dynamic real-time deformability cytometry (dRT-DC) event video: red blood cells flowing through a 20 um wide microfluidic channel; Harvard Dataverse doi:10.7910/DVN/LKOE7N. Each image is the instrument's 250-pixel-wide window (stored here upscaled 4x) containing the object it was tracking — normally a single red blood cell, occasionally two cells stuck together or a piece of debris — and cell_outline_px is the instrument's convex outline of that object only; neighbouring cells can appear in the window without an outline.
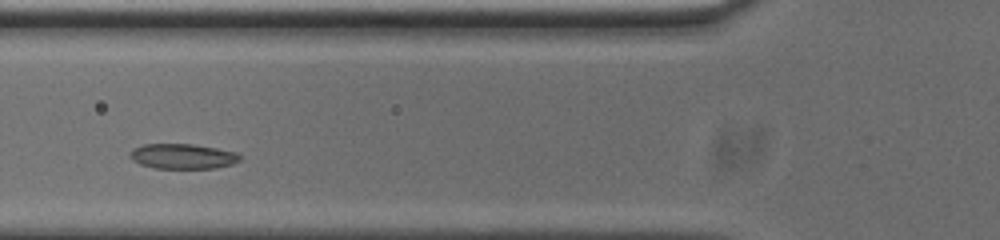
{"species": "common noctule bat (a hibernating species)", "species_latin": "Nyctalus noctula", "temperature_condition": "cold", "stored_images_in_passage": 32, "camera_frame_rate_fps": 3000, "um_per_image_px": 0.085, "animal": {"sex": "male", "body_mass_g": 20.0, "forearm_length_mm": 53.3}, "frame": {"image": 1, "passage_image": 8, "time_ms": 2.333, "image_size_px": [1000, 240], "cell_outline_px": [[240, 160], [232, 164], [216, 168], [156, 168], [140, 164], [132, 160], [132, 148], [144, 144], [192, 144], [216, 148], [236, 152], [240, 156]], "centroid_in_image_um": [15.54, 13.28], "position_along_channel_um": 110.3, "area_um2": 15.9}}
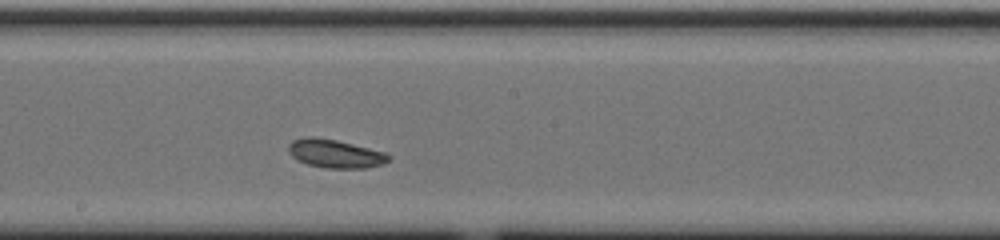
{"frame": {"image": 2, "passage_image": 17, "time_ms": 5.333, "image_size_px": [1000, 240], "cell_outline_px": [[392, 156], [384, 164], [364, 168], [324, 168], [308, 164], [292, 156], [288, 152], [288, 144], [292, 140], [304, 136], [312, 136], [336, 140], [384, 152]], "centroid_in_image_um": [28.47, 13.05], "position_along_channel_um": 219.7, "area_um2": 16.53}}
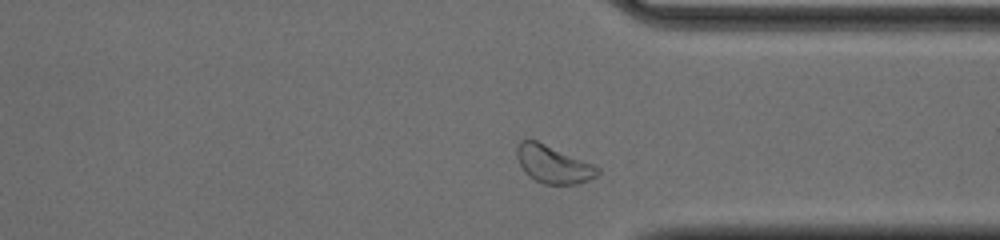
{"frame": {"image": 3, "passage_image": 29, "time_ms": 9.333, "image_size_px": [1000, 240], "cell_outline_px": [[600, 172], [596, 176], [588, 180], [572, 184], [544, 184], [528, 176], [524, 172], [516, 156], [516, 148], [520, 140], [528, 136], [592, 164], [600, 168]], "centroid_in_image_um": [46.96, 13.93], "position_along_channel_um": 364.4, "area_um2": 17.8}, "authors_computed_cell_mechanics": {"area_um2": 16.2996, "velocity_mm_per_s": 3.6585, "shape_relaxation_time_tau1_ms": 2.4667, "shape_relaxation_time_tau2_ms": null, "deformation_change_tau1": 0.0748, "deformation_change_tau2": null}}